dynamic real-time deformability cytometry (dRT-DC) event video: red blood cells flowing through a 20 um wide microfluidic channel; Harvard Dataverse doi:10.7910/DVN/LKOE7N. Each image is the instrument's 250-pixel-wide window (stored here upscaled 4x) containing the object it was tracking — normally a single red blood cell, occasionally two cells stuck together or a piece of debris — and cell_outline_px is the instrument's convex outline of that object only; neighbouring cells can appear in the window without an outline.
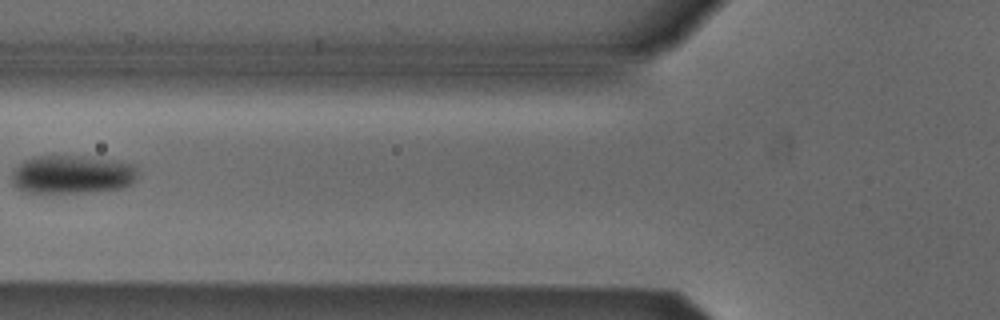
{"species": "Egyptian fruit bat (a non-hibernating species)", "species_latin": "Rousettus aegyptiacus", "temperature_condition": "cold", "stored_images_in_passage": 6, "camera_frame_rate_fps": 3000, "um_per_image_px": 0.085, "animal": {"sex": "male"}, "frame": {"image": 1, "passage_image": 5, "time_ms": 5.0, "image_size_px": [1000, 320], "cell_outline_px": [[140, 176], [132, 184], [124, 188], [88, 192], [24, 192], [16, 188], [12, 184], [12, 172], [24, 160], [36, 156], [84, 156], [112, 160], [136, 164]], "centroid_in_image_um": [6.19, 14.83], "position_along_channel_um": 119.6, "area_um2": 28.55}}
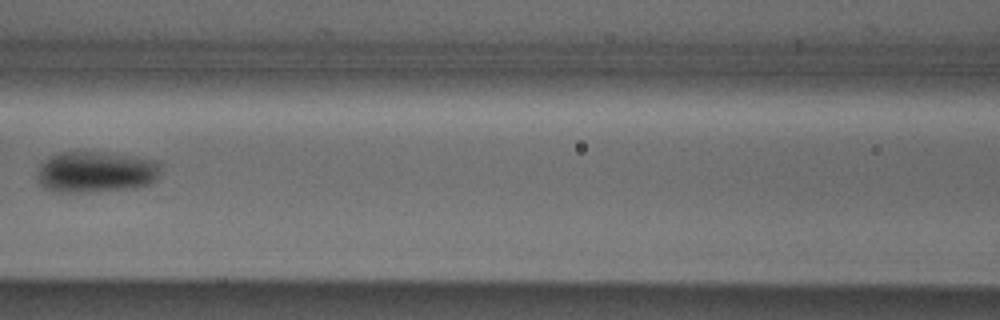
{"frame": {"image": 2, "passage_image": 6, "time_ms": 6.0, "image_size_px": [1000, 320], "cell_outline_px": [[160, 176], [152, 184], [136, 188], [92, 192], [52, 192], [44, 188], [40, 184], [40, 164], [44, 160], [60, 152], [104, 152], [136, 156], [156, 160], [160, 164]], "centroid_in_image_um": [8.23, 14.62], "position_along_channel_um": 158.4, "area_um2": 30.0}}